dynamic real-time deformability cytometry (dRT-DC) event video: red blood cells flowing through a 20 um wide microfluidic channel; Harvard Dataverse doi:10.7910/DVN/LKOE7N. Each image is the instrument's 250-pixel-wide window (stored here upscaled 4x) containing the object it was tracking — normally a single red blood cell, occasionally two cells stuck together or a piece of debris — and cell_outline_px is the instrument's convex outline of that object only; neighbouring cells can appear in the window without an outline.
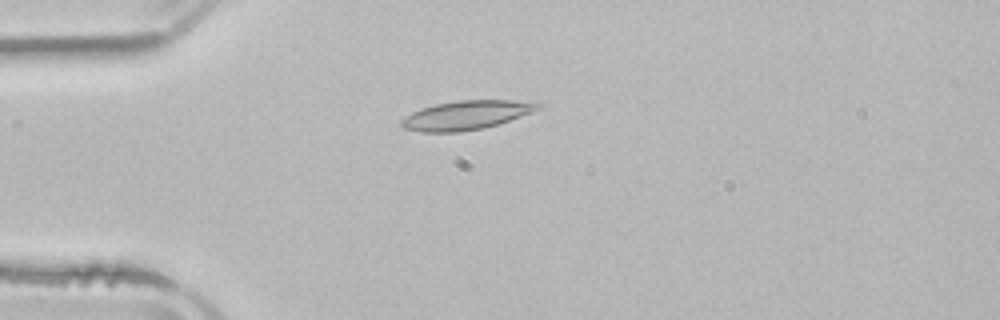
{"species": "common noctule bat (a hibernating species)", "species_latin": "Nyctalus noctula", "temperature_condition": "room temperature", "stored_images_in_passage": 2, "camera_frame_rate_fps": 3000, "um_per_image_px": 0.085, "animal": {"sex": "male", "body_mass_g": 21.5, "forearm_length_mm": 52.0}, "frame": {"image": 1, "passage_image": 1, "time_ms": 0.0, "image_size_px": [1000, 320], "cell_outline_px": [[544, 108], [484, 128], [460, 132], [420, 132], [404, 128], [400, 124], [400, 120], [404, 116], [420, 108], [436, 104], [460, 100], [512, 100], [544, 104]], "centroid_in_image_um": [39.61, 9.79], "position_along_channel_um": 45.4, "area_um2": 23.06}}
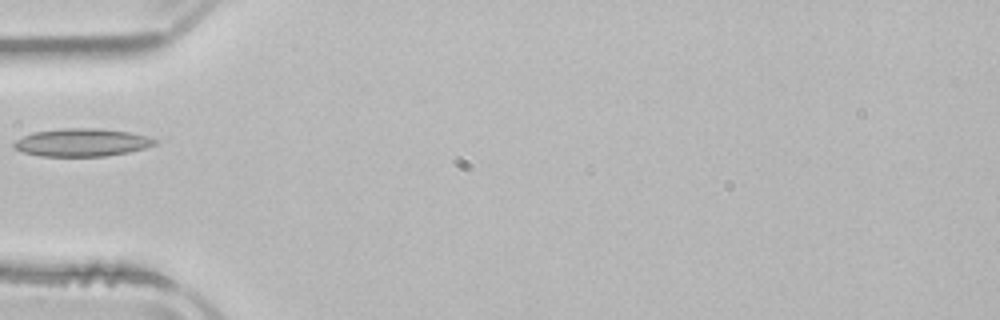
{"frame": {"image": 2, "passage_image": 2, "time_ms": 1.333, "image_size_px": [1000, 320], "cell_outline_px": [[160, 140], [156, 144], [144, 148], [128, 152], [104, 156], [40, 156], [24, 152], [12, 148], [12, 144], [16, 140], [32, 132], [60, 128], [100, 128], [128, 132], [148, 136]], "centroid_in_image_um": [6.96, 12.1], "position_along_channel_um": 78.0, "area_um2": 23.0}}